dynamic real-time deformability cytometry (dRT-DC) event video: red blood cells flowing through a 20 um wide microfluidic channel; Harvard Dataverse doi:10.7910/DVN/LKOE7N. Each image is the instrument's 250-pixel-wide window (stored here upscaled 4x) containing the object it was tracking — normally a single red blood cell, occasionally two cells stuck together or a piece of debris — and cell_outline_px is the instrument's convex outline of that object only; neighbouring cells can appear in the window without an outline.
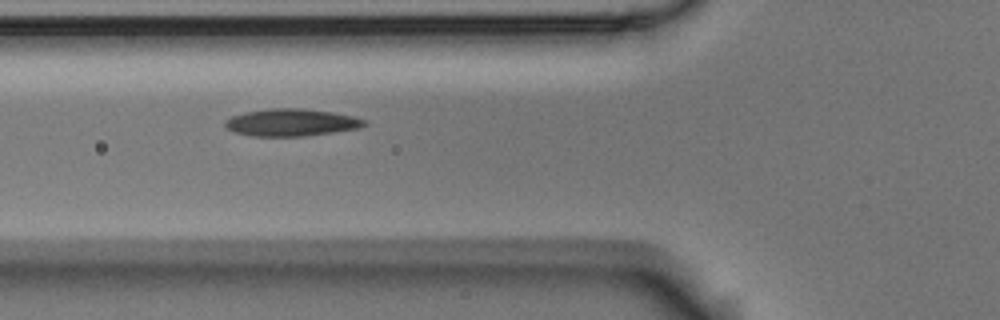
{"species": "Egyptian fruit bat (a non-hibernating species)", "species_latin": "Rousettus aegyptiacus", "temperature_condition": "room temperature", "stored_images_in_passage": 7, "camera_frame_rate_fps": 3000, "um_per_image_px": 0.085, "animal": {"sex": "male"}, "frame": {"image": 1, "passage_image": 6, "time_ms": 1.667, "image_size_px": [1000, 320], "cell_outline_px": [[368, 124], [356, 128], [304, 136], [248, 136], [232, 132], [224, 124], [224, 120], [232, 116], [244, 112], [268, 108], [300, 108], [332, 112], [352, 116], [368, 120]], "centroid_in_image_um": [24.71, 10.4], "position_along_channel_um": 101.1, "area_um2": 22.14}}
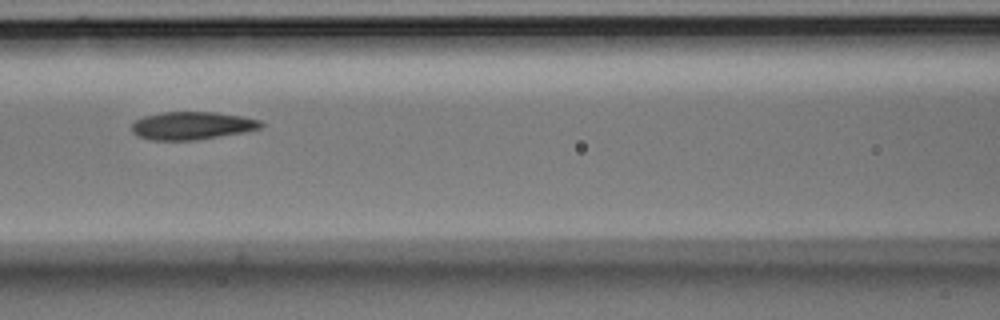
{"frame": {"image": 2, "passage_image": 7, "time_ms": 2.0, "image_size_px": [1000, 320], "cell_outline_px": [[264, 124], [260, 128], [244, 132], [196, 140], [152, 140], [136, 136], [132, 132], [132, 124], [136, 120], [144, 116], [160, 112], [216, 112], [240, 116], [260, 120]], "centroid_in_image_um": [16.29, 10.68], "position_along_channel_um": 150.3, "area_um2": 20.98}}